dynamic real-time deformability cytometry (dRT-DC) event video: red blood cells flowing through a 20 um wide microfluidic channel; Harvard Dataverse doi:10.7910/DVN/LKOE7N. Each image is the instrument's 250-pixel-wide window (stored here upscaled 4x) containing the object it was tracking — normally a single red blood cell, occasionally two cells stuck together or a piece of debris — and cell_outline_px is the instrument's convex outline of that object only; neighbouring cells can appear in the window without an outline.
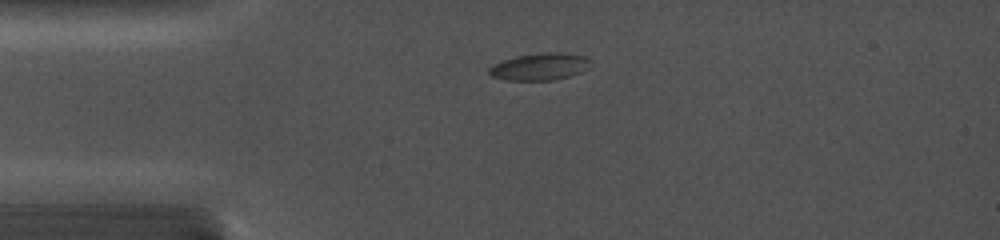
{"species": "common noctule bat (a hibernating species)", "species_latin": "Nyctalus noctula", "temperature_condition": "cold", "stored_images_in_passage": 33, "camera_frame_rate_fps": 5000, "um_per_image_px": 0.085, "animal": {"sex": "female", "body_mass_g": 19.0, "forearm_length_mm": 56.7}, "frame": {"image": 1, "passage_image": 1, "time_ms": 0.0, "image_size_px": [1000, 240], "cell_outline_px": [[592, 60], [588, 68], [580, 72], [568, 76], [552, 80], [508, 80], [492, 76], [488, 72], [488, 68], [492, 64], [516, 56], [544, 52], [560, 52], [584, 56]], "centroid_in_image_um": [45.88, 5.65], "position_along_channel_um": 39.1, "area_um2": 15.95}}
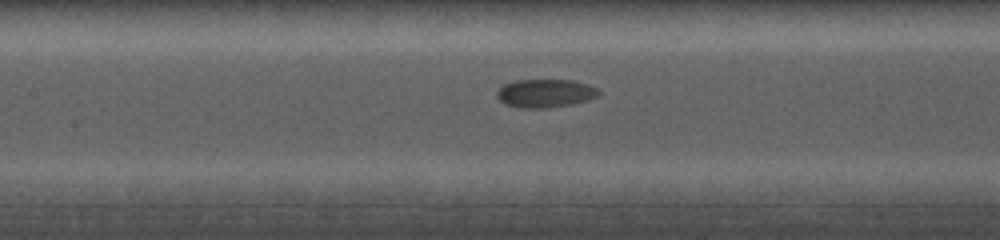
{"frame": {"image": 2, "passage_image": 13, "time_ms": 4.0, "image_size_px": [1000, 240], "cell_outline_px": [[600, 96], [588, 100], [572, 104], [548, 108], [520, 108], [504, 104], [496, 96], [496, 92], [504, 84], [516, 80], [572, 80], [588, 84], [596, 88], [600, 92]], "centroid_in_image_um": [46.35, 7.93], "position_along_channel_um": 161.0, "area_um2": 16.94}}
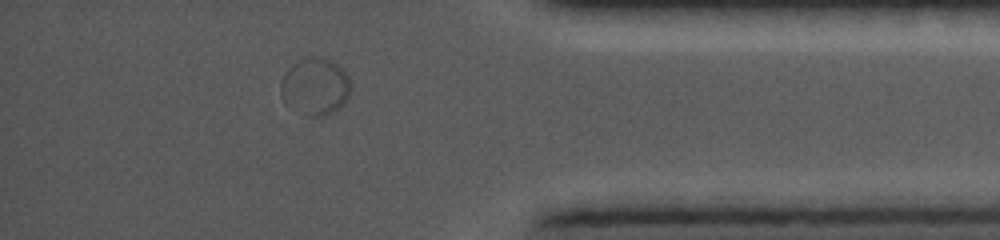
{"frame": {"image": 3, "passage_image": 30, "time_ms": 11.0, "image_size_px": [1000, 240], "cell_outline_px": [[352, 88], [348, 96], [336, 108], [324, 116], [308, 116], [284, 100], [280, 96], [280, 84], [288, 68], [292, 64], [300, 60], [316, 56], [328, 56], [348, 76]], "centroid_in_image_um": [26.79, 7.3], "position_along_channel_um": 408.4, "area_um2": 22.83}}